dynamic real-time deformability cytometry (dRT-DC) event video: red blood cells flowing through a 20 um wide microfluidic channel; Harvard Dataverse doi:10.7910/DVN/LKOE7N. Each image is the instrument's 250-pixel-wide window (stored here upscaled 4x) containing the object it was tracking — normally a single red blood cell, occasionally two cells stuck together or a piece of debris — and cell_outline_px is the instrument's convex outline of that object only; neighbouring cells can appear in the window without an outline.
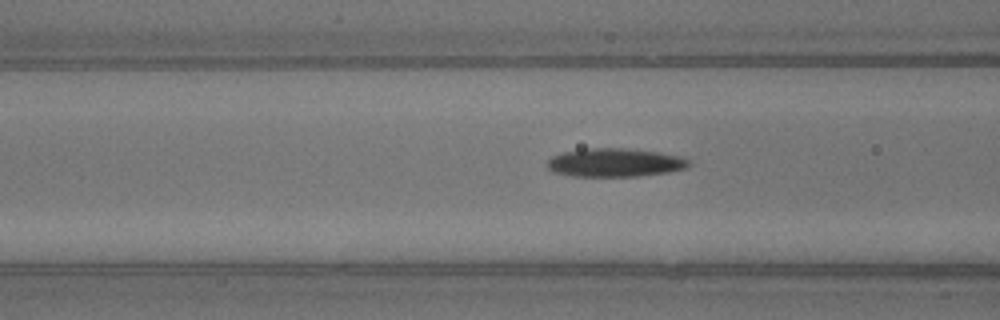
{"species": "common noctule bat (a hibernating species)", "species_latin": "Nyctalus noctula", "temperature_condition": "warm", "stored_images_in_passage": 31, "camera_frame_rate_fps": 3000, "um_per_image_px": 0.085, "animal": {"sex": "male", "body_mass_g": 13.3}, "frame": {"image": 1, "passage_image": 10, "time_ms": 3.0, "image_size_px": [1000, 320], "cell_outline_px": [[692, 164], [688, 168], [668, 172], [636, 176], [572, 176], [552, 172], [544, 164], [552, 156], [564, 152], [584, 148], [628, 148], [660, 152], [680, 156], [688, 160]], "centroid_in_image_um": [52.26, 13.81], "position_along_channel_um": 114.3, "area_um2": 23.76}}